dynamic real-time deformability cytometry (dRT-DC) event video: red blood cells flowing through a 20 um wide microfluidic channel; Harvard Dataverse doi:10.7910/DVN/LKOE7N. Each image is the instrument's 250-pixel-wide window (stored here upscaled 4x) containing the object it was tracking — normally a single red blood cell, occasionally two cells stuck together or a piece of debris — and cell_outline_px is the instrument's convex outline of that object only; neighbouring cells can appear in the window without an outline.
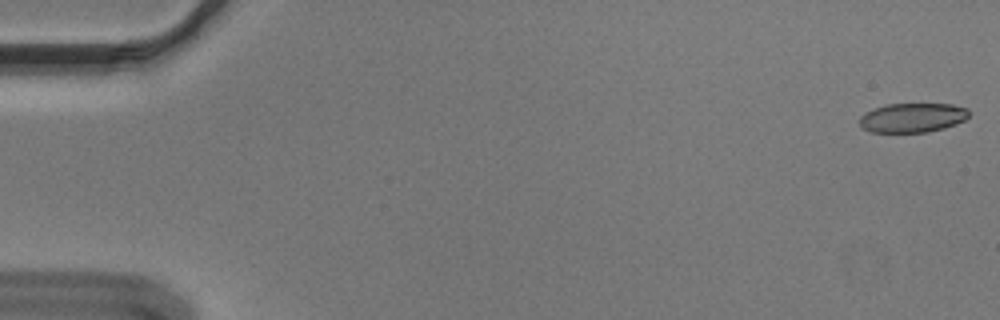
{"species": "Egyptian fruit bat (a non-hibernating species)", "species_latin": "Rousettus aegyptiacus", "temperature_condition": "cold", "stored_images_in_passage": 50, "camera_frame_rate_fps": 3000, "um_per_image_px": 0.085, "animal": {"sex": "male"}, "frame": {"image": 1, "passage_image": 1, "time_ms": 0.0, "image_size_px": [1000, 320], "cell_outline_px": [[968, 116], [964, 120], [956, 124], [944, 128], [928, 132], [872, 132], [864, 128], [860, 124], [860, 116], [864, 112], [884, 104], [952, 104], [968, 108]], "centroid_in_image_um": [77.56, 9.99], "position_along_channel_um": 7.4, "area_um2": 18.73}}
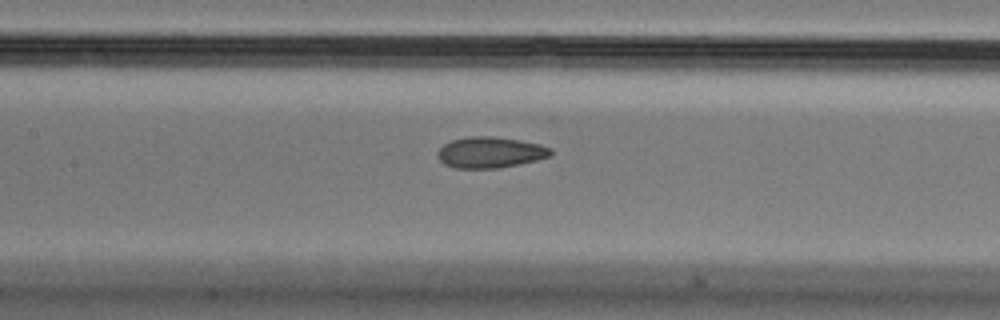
{"frame": {"image": 2, "passage_image": 26, "time_ms": 8.333, "image_size_px": [1000, 320], "cell_outline_px": [[552, 156], [536, 160], [500, 168], [456, 168], [444, 164], [436, 156], [436, 152], [444, 144], [452, 140], [468, 136], [492, 136], [520, 140], [540, 144], [552, 148]], "centroid_in_image_um": [41.67, 12.95], "position_along_channel_um": 165.7, "area_um2": 20.58}}
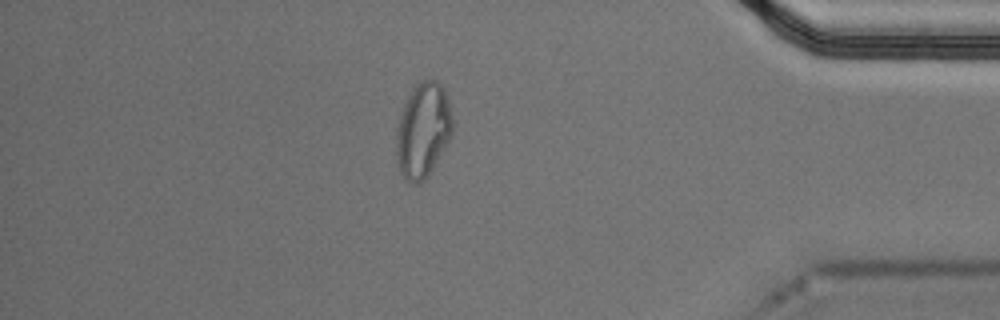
{"frame": {"image": 3, "passage_image": 48, "time_ms": 15.667, "image_size_px": [1000, 320], "cell_outline_px": [[452, 132], [448, 140], [428, 176], [424, 180], [416, 184], [412, 184], [404, 180], [400, 172], [396, 160], [396, 136], [400, 116], [408, 92], [420, 80], [436, 80], [444, 88], [448, 96], [452, 116]], "centroid_in_image_um": [35.94, 11.06], "position_along_channel_um": 399.3, "area_um2": 31.21}}